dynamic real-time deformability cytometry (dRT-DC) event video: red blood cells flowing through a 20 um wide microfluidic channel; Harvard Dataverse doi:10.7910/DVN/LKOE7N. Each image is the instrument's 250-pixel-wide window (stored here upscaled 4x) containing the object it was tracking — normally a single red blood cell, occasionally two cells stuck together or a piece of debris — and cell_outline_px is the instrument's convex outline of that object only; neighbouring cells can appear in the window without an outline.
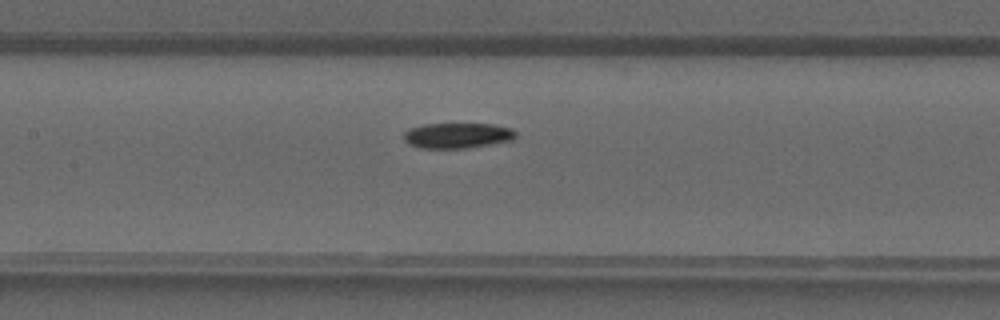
{"species": "common noctule bat (a hibernating species)", "species_latin": "Nyctalus noctula", "temperature_condition": "warm", "stored_images_in_passage": 29, "camera_frame_rate_fps": 3000, "um_per_image_px": 0.085, "animal": {"sex": "male", "forearm_length_mm": 52.5}, "frame": {"image": 1, "passage_image": 8, "time_ms": 2.333, "image_size_px": [1000, 320], "cell_outline_px": [[516, 136], [512, 140], [468, 148], [420, 148], [408, 144], [404, 140], [404, 132], [408, 128], [424, 124], [492, 124], [512, 128], [516, 132]], "centroid_in_image_um": [38.86, 11.52], "position_along_channel_um": 168.5, "area_um2": 16.65}}
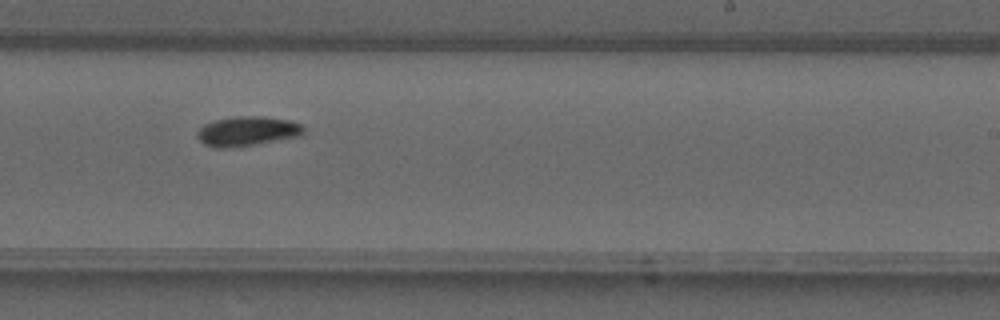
{"frame": {"image": 2, "passage_image": 14, "time_ms": 4.333, "image_size_px": [1000, 320], "cell_outline_px": [[304, 132], [300, 136], [252, 144], [220, 148], [204, 144], [196, 136], [196, 132], [204, 124], [216, 120], [236, 116], [260, 116], [288, 120], [300, 124], [304, 128]], "centroid_in_image_um": [21.0, 11.13], "position_along_channel_um": 268.0, "area_um2": 17.92}}
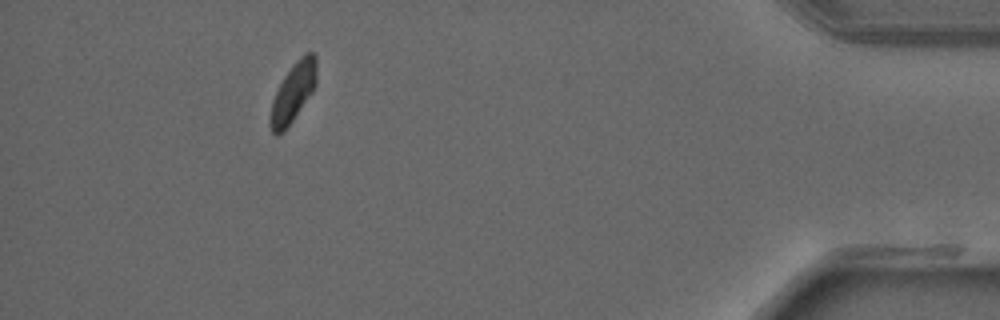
{"frame": {"image": 3, "passage_image": 26, "time_ms": 8.333, "image_size_px": [1000, 320], "cell_outline_px": [[316, 84], [312, 92], [284, 132], [276, 136], [272, 132], [268, 124], [268, 120], [272, 100], [284, 76], [292, 64], [304, 52], [312, 52], [316, 56]], "centroid_in_image_um": [24.89, 7.87], "position_along_channel_um": 410.3, "area_um2": 16.07}}